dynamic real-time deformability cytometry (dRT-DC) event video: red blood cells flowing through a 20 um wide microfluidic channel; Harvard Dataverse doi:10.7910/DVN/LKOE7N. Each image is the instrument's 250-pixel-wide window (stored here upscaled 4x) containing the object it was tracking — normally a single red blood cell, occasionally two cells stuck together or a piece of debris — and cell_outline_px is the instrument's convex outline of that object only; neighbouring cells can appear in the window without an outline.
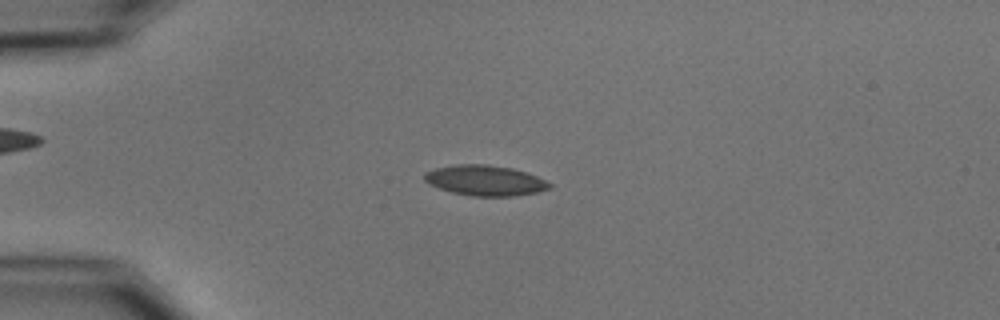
{"species": "common noctule bat (a hibernating species)", "species_latin": "Nyctalus noctula", "temperature_condition": "cold", "stored_images_in_passage": 7, "camera_frame_rate_fps": 3000, "um_per_image_px": 0.085, "animal": {"sex": "male", "body_mass_g": 15.6}, "frame": {"image": 1, "passage_image": 4, "time_ms": 3.333, "image_size_px": [1000, 320], "cell_outline_px": [[552, 188], [536, 192], [512, 196], [472, 196], [452, 192], [428, 184], [424, 180], [424, 172], [436, 168], [456, 164], [488, 164], [512, 168], [536, 176], [552, 184]], "centroid_in_image_um": [41.21, 15.33], "position_along_channel_um": 43.8, "area_um2": 22.08}}